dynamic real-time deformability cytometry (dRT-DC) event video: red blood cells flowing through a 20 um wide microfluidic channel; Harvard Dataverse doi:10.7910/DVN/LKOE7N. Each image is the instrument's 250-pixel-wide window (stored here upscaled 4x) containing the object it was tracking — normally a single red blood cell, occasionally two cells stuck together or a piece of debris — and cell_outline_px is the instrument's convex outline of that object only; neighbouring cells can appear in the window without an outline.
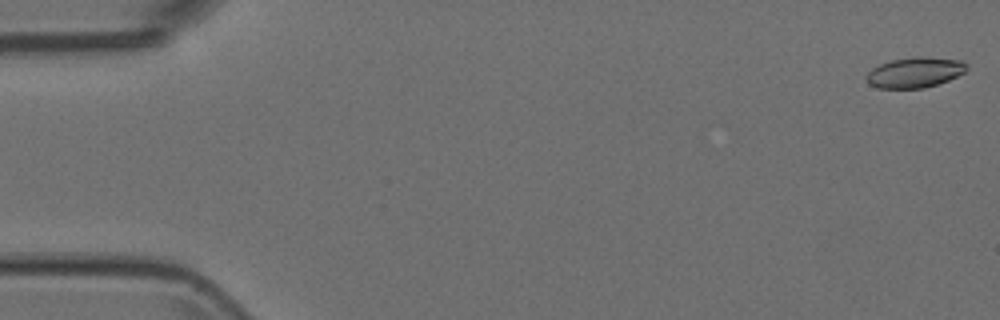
{"species": "Egyptian fruit bat (a non-hibernating species)", "species_latin": "Rousettus aegyptiacus", "temperature_condition": "room temperature", "stored_images_in_passage": 41, "camera_frame_rate_fps": 3000, "um_per_image_px": 0.085, "animal": {"sex": "female"}, "frame": {"image": 1, "passage_image": 1, "time_ms": 0.0, "image_size_px": [1000, 320], "cell_outline_px": [[968, 68], [964, 72], [948, 80], [924, 88], [876, 88], [868, 84], [864, 76], [872, 68], [880, 64], [892, 60], [916, 56], [924, 56], [964, 60], [968, 64]], "centroid_in_image_um": [77.76, 6.14], "position_along_channel_um": 7.2, "area_um2": 17.98}}
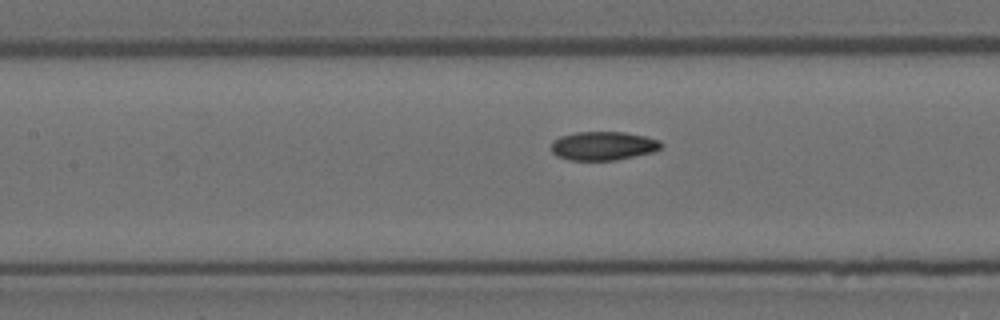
{"frame": {"image": 2, "passage_image": 24, "time_ms": 7.667, "image_size_px": [1000, 320], "cell_outline_px": [[664, 144], [660, 148], [652, 152], [616, 160], [568, 160], [556, 156], [552, 152], [552, 140], [560, 136], [576, 132], [624, 132], [644, 136], [660, 140]], "centroid_in_image_um": [51.25, 12.39], "position_along_channel_um": 156.1, "area_um2": 18.44}}
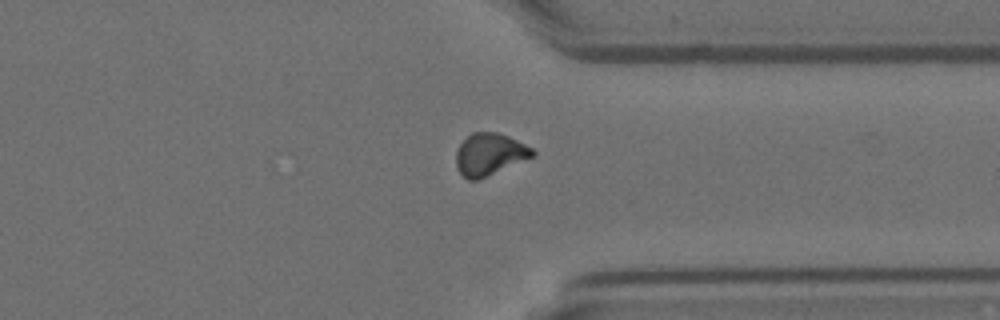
{"frame": {"image": 3, "passage_image": 41, "time_ms": 13.333, "image_size_px": [1000, 320], "cell_outline_px": [[536, 156], [476, 180], [468, 180], [456, 168], [456, 148], [472, 132], [496, 132], [508, 136], [532, 148], [536, 152]], "centroid_in_image_um": [41.61, 13.11], "position_along_channel_um": 369.8, "area_um2": 18.67}}